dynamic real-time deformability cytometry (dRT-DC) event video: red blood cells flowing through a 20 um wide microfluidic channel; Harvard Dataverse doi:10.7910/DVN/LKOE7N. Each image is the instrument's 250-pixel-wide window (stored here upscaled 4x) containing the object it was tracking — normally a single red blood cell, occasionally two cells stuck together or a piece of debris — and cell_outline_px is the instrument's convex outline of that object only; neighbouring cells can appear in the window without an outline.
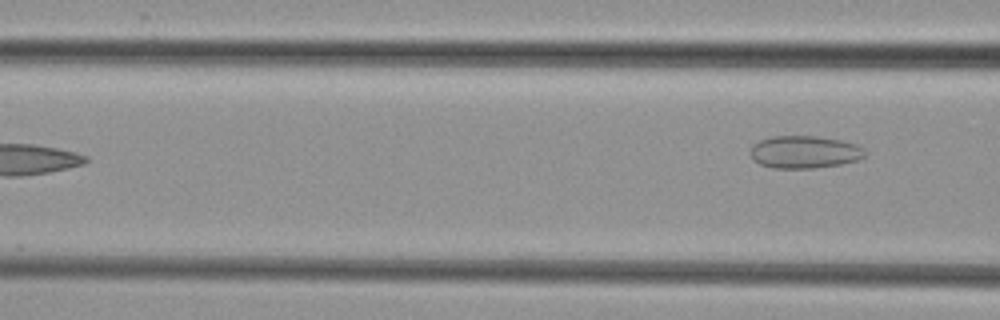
{"species": "common noctule bat (a hibernating species)", "species_latin": "Nyctalus noctula", "temperature_condition": "cold", "stored_images_in_passage": 5, "camera_frame_rate_fps": 3000, "um_per_image_px": 0.085, "animal": {"sex": "female", "body_mass_g": 29.2, "forearm_length_mm": 56.3}, "frame": {"image": 1, "passage_image": 5, "time_ms": 4.667, "image_size_px": [1000, 320], "cell_outline_px": [[868, 152], [860, 160], [840, 164], [812, 168], [772, 168], [760, 164], [752, 160], [748, 152], [752, 144], [760, 140], [772, 136], [816, 136], [840, 140], [856, 144], [864, 148]], "centroid_in_image_um": [68.36, 12.92], "position_along_channel_um": 98.2, "area_um2": 22.02}}